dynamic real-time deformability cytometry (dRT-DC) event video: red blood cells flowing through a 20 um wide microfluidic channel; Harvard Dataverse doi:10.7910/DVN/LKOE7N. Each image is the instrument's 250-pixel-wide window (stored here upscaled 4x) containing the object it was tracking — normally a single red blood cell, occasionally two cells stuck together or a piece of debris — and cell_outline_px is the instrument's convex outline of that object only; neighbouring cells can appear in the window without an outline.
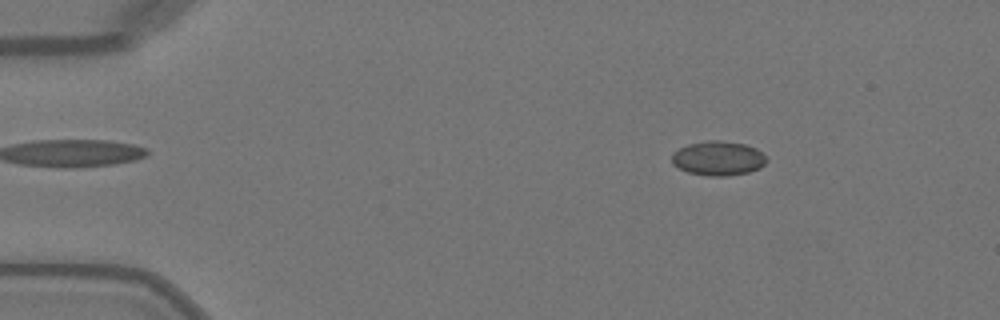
{"species": "Egyptian fruit bat (a non-hibernating species)", "species_latin": "Rousettus aegyptiacus", "temperature_condition": "warm", "stored_images_in_passage": 49, "camera_frame_rate_fps": 3000, "um_per_image_px": 0.085, "animal": {"sex": "female"}, "frame": {"image": 1, "passage_image": 7, "time_ms": 2.0, "image_size_px": [1000, 320], "cell_outline_px": [[768, 160], [760, 168], [748, 172], [728, 176], [708, 176], [688, 172], [672, 164], [672, 152], [688, 144], [708, 140], [720, 140], [744, 144], [756, 148]], "centroid_in_image_um": [61.03, 13.46], "position_along_channel_um": 24.0, "area_um2": 18.96}}
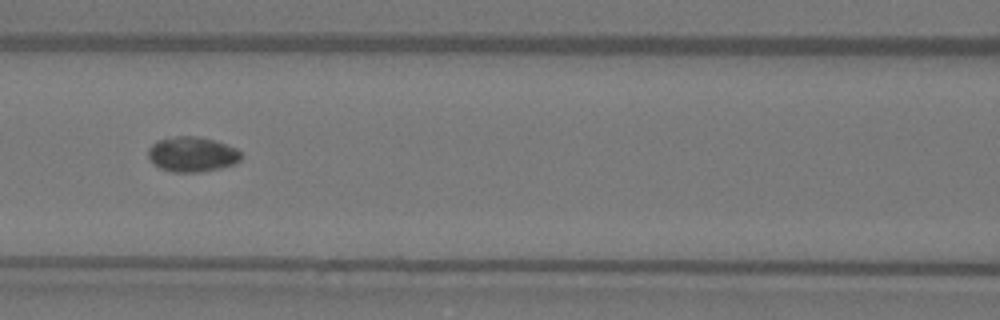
{"frame": {"image": 2, "passage_image": 22, "time_ms": 7.0, "image_size_px": [1000, 320], "cell_outline_px": [[240, 160], [232, 164], [220, 168], [200, 172], [172, 172], [160, 168], [148, 156], [148, 148], [156, 140], [176, 136], [196, 136], [212, 140], [236, 148], [240, 152]], "centroid_in_image_um": [16.3, 13.11], "position_along_channel_um": 150.3, "area_um2": 18.73}}
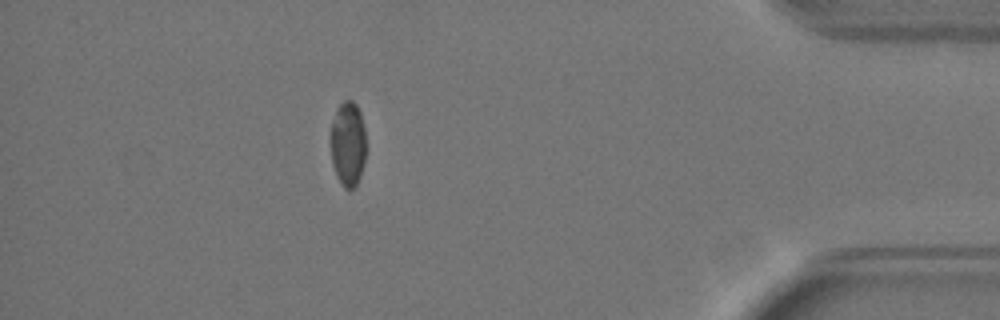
{"frame": {"image": 3, "passage_image": 44, "time_ms": 14.333, "image_size_px": [1000, 320], "cell_outline_px": [[364, 160], [360, 176], [356, 184], [348, 192], [340, 184], [336, 176], [332, 164], [332, 124], [336, 108], [344, 100], [352, 100], [356, 104], [360, 112], [364, 128]], "centroid_in_image_um": [29.56, 12.25], "position_along_channel_um": 405.6, "area_um2": 17.22}}